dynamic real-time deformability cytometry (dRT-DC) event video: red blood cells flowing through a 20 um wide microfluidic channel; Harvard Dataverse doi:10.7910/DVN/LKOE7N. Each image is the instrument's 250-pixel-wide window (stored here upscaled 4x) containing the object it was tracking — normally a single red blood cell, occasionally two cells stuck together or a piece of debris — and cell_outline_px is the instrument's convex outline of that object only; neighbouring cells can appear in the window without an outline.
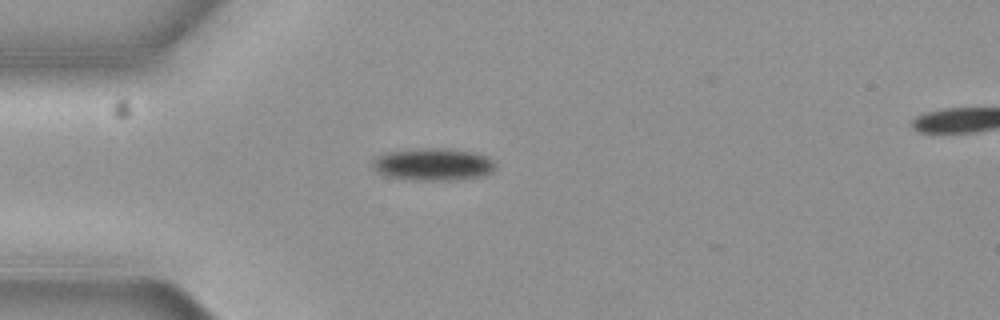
{"species": "common noctule bat (a hibernating species)", "species_latin": "Nyctalus noctula", "temperature_condition": "cold", "stored_images_in_passage": 4, "camera_frame_rate_fps": 3000, "um_per_image_px": 0.085, "animal": {"sex": "female", "body_mass_g": 19.3, "forearm_length_mm": 54.1}, "frame": {"image": 1, "passage_image": 1, "time_ms": 0.0, "image_size_px": [1000, 320], "cell_outline_px": [[496, 168], [492, 172], [484, 176], [456, 180], [408, 180], [388, 176], [376, 172], [372, 168], [372, 160], [376, 156], [388, 152], [424, 148], [444, 148], [472, 152], [488, 156], [496, 164]], "centroid_in_image_um": [36.82, 13.98], "position_along_channel_um": 48.2, "area_um2": 23.41}}
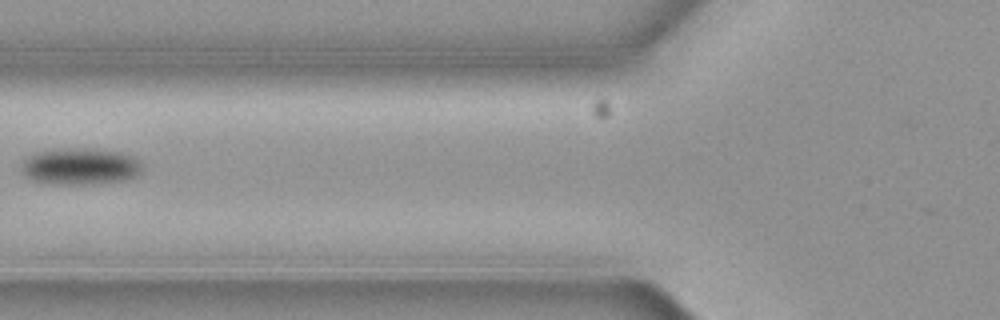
{"frame": {"image": 2, "passage_image": 3, "time_ms": 0.667, "image_size_px": [1000, 320], "cell_outline_px": [[144, 168], [136, 176], [124, 180], [88, 184], [52, 184], [32, 180], [20, 172], [20, 168], [24, 160], [32, 152], [84, 148], [88, 148], [120, 152], [132, 156], [144, 164]], "centroid_in_image_um": [6.82, 14.15], "position_along_channel_um": 119.0, "area_um2": 25.84}}
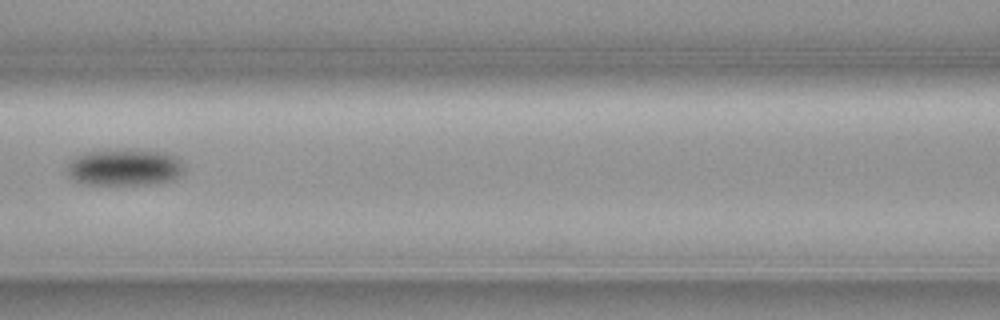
{"frame": {"image": 3, "passage_image": 4, "time_ms": 1.0, "image_size_px": [1000, 320], "cell_outline_px": [[184, 172], [180, 176], [172, 180], [148, 184], [84, 184], [72, 180], [68, 176], [68, 160], [76, 156], [88, 152], [120, 148], [140, 148], [164, 152], [176, 156], [184, 164]], "centroid_in_image_um": [10.6, 14.19], "position_along_channel_um": 156.0, "area_um2": 25.72}}